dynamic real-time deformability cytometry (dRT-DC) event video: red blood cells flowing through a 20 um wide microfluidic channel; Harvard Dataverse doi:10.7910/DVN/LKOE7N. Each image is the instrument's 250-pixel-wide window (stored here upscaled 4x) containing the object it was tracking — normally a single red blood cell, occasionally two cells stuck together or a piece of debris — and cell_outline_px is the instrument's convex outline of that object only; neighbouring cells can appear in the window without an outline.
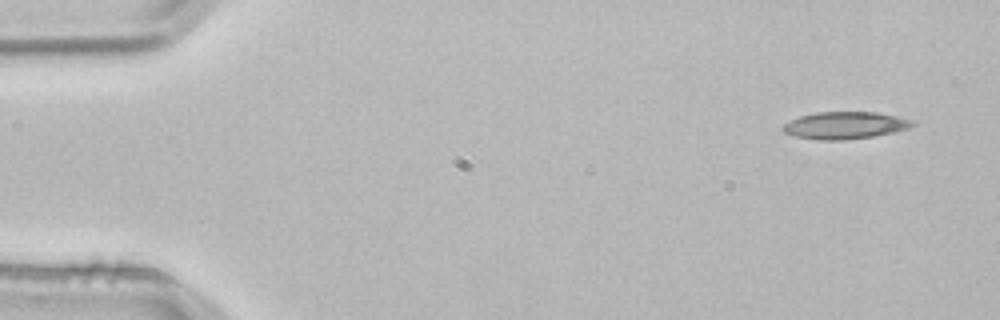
{"species": "common noctule bat (a hibernating species)", "species_latin": "Nyctalus noctula", "temperature_condition": "room temperature", "stored_images_in_passage": 5, "segment_of_instrument_passage": [2, 2], "camera_frame_rate_fps": 3000, "um_per_image_px": 0.085, "animal": {"sex": "male", "body_mass_g": 21.5, "forearm_length_mm": 52.0}, "frame": {"image": 1, "passage_image": 5, "time_ms": 1.333, "image_size_px": [1000, 320], "cell_outline_px": [[916, 124], [908, 128], [892, 132], [872, 136], [844, 140], [816, 140], [792, 136], [784, 132], [780, 128], [784, 124], [800, 116], [816, 112], [876, 112], [916, 120]], "centroid_in_image_um": [71.81, 10.65], "position_along_channel_um": 13.2, "area_um2": 20.58}}